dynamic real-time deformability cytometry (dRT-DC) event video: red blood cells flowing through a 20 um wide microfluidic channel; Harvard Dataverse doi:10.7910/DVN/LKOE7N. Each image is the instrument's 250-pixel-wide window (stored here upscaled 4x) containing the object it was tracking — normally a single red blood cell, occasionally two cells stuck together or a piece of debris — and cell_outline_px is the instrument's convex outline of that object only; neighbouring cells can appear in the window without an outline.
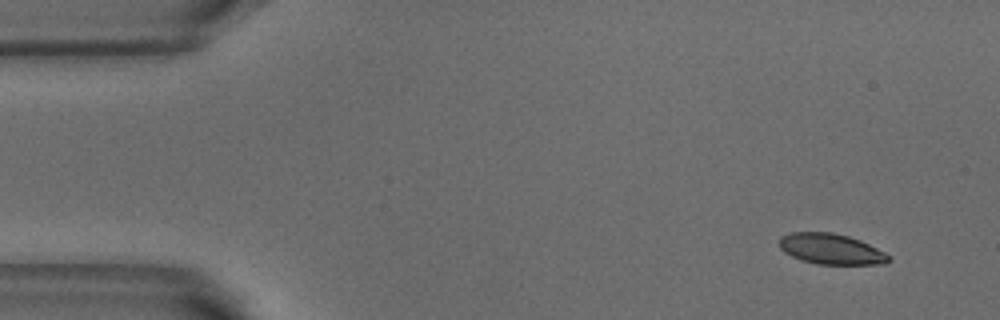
{"species": "common noctule bat (a hibernating species)", "species_latin": "Nyctalus noctula", "temperature_condition": "warm", "stored_images_in_passage": 2, "camera_frame_rate_fps": 3000, "um_per_image_px": 0.085, "animal": {"sex": "male", "body_mass_g": 18.8}, "frame": {"image": 1, "passage_image": 2, "time_ms": 0.333, "image_size_px": [1000, 320], "cell_outline_px": [[892, 260], [884, 264], [816, 264], [800, 260], [784, 252], [780, 248], [780, 236], [792, 232], [832, 232], [848, 236], [860, 240], [892, 256]], "centroid_in_image_um": [70.65, 21.17], "position_along_channel_um": 14.4, "area_um2": 19.59}}